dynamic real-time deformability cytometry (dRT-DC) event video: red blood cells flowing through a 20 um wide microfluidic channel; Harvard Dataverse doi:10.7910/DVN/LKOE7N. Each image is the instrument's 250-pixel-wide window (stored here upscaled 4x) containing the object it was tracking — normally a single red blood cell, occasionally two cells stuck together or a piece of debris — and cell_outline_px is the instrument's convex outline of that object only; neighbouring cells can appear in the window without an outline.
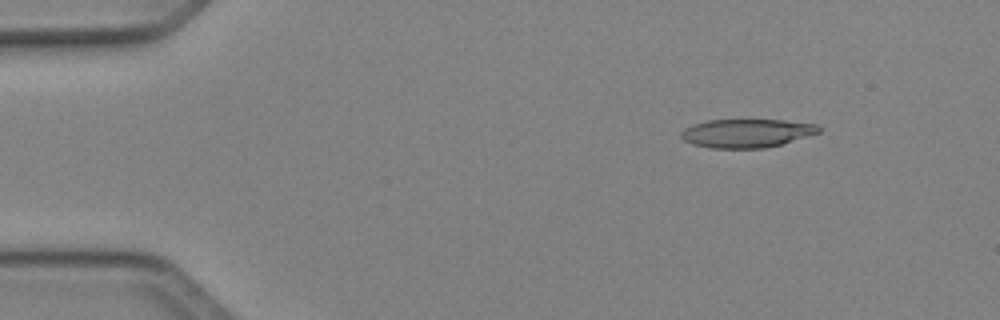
{"species": "Egyptian fruit bat (a non-hibernating species)", "species_latin": "Rousettus aegyptiacus", "temperature_condition": "cold", "stored_images_in_passage": 44, "camera_frame_rate_fps": 3000, "um_per_image_px": 0.085, "animal": {"sex": "female"}, "frame": {"image": 1, "passage_image": 1, "time_ms": 0.0, "image_size_px": [1000, 320], "cell_outline_px": [[820, 132], [780, 144], [764, 148], [712, 148], [692, 144], [684, 140], [680, 136], [680, 132], [684, 128], [692, 124], [708, 120], [784, 120], [816, 124], [820, 128]], "centroid_in_image_um": [63.42, 11.31], "position_along_channel_um": 21.6, "area_um2": 22.77}}
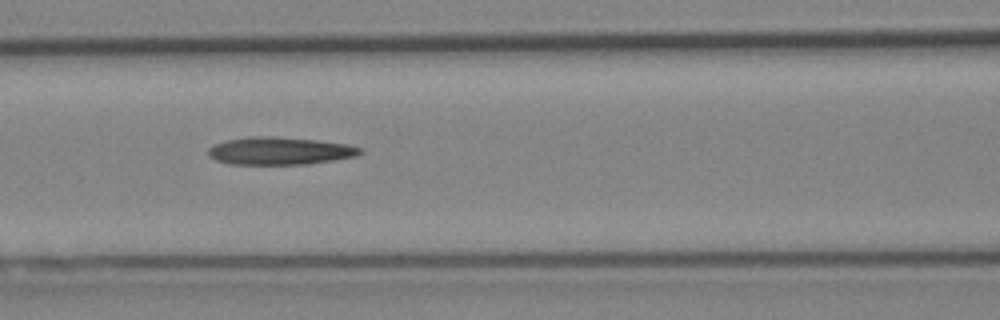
{"frame": {"image": 2, "passage_image": 16, "time_ms": 5.0, "image_size_px": [1000, 320], "cell_outline_px": [[364, 152], [352, 156], [332, 160], [308, 164], [228, 164], [216, 160], [208, 156], [208, 148], [224, 140], [248, 136], [272, 136], [316, 140], [348, 144], [360, 148]], "centroid_in_image_um": [23.72, 12.82], "position_along_channel_um": 142.9, "area_um2": 24.39}}
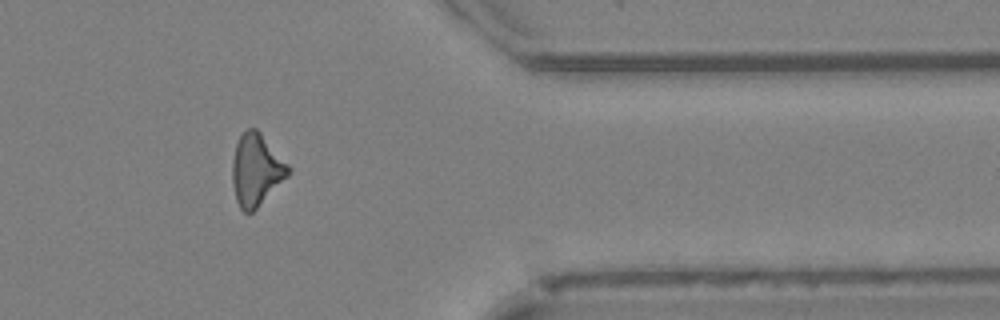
{"frame": {"image": 3, "passage_image": 35, "time_ms": 11.333, "image_size_px": [1000, 320], "cell_outline_px": [[292, 172], [252, 212], [244, 212], [240, 208], [236, 200], [232, 184], [232, 160], [236, 144], [240, 136], [248, 128], [256, 128], [260, 132], [292, 168]], "centroid_in_image_um": [21.78, 14.43], "position_along_channel_um": 389.6, "area_um2": 23.35}, "authors_computed_cell_mechanics": {"area_um2": 23.4957, "velocity_mm_per_s": 4.1632, "shape_relaxation_time_tau1_ms": null, "shape_relaxation_time_tau2_ms": 7.544, "deformation_change_tau1": null, "deformation_change_tau2": 0.2496}}